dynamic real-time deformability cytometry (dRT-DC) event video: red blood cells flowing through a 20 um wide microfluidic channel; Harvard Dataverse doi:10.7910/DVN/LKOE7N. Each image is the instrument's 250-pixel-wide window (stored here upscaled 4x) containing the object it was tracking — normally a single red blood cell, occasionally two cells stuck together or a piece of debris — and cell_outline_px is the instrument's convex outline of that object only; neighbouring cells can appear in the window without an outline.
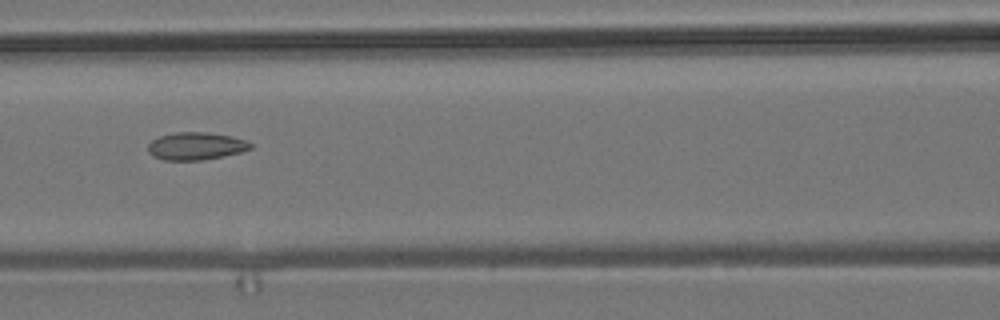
{"species": "common noctule bat (a hibernating species)", "species_latin": "Nyctalus noctula", "temperature_condition": "room temperature", "stored_images_in_passage": 9, "camera_frame_rate_fps": 3000, "um_per_image_px": 0.085, "animal": {"sex": "male", "body_mass_g": 19.2, "forearm_length_mm": 51.8}, "frame": {"image": 1, "passage_image": 7, "time_ms": 7.0, "image_size_px": [1000, 320], "cell_outline_px": [[252, 148], [240, 152], [200, 160], [164, 160], [152, 156], [148, 152], [148, 144], [152, 140], [160, 136], [176, 132], [208, 132], [232, 136], [248, 140], [252, 144]], "centroid_in_image_um": [16.65, 12.4], "position_along_channel_um": 150.0, "area_um2": 16.47}}
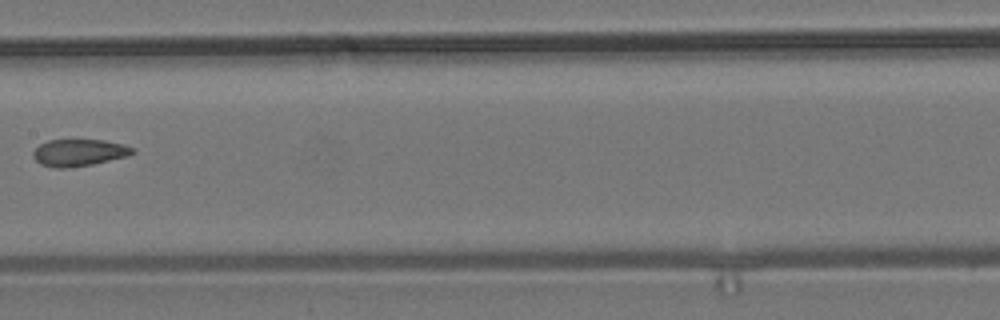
{"frame": {"image": 2, "passage_image": 8, "time_ms": 8.333, "image_size_px": [1000, 320], "cell_outline_px": [[136, 152], [128, 156], [92, 164], [64, 168], [56, 168], [40, 164], [32, 156], [32, 152], [40, 144], [48, 140], [104, 140], [124, 144], [136, 148]], "centroid_in_image_um": [6.74, 12.97], "position_along_channel_um": 200.7, "area_um2": 15.66}}
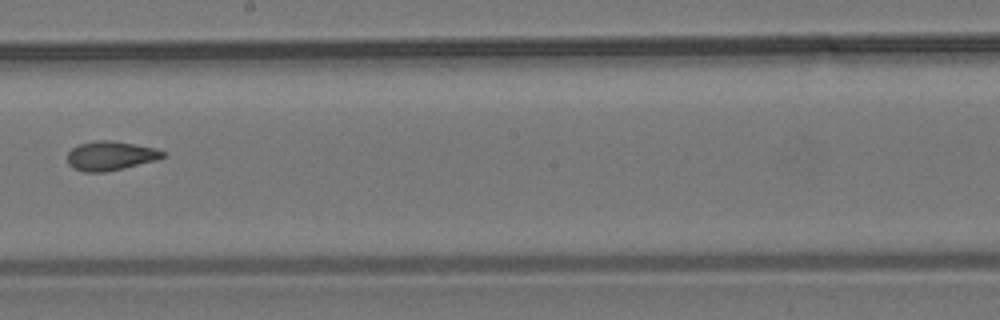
{"frame": {"image": 3, "passage_image": 9, "time_ms": 9.333, "image_size_px": [1000, 320], "cell_outline_px": [[164, 156], [156, 160], [124, 168], [104, 172], [84, 172], [72, 168], [68, 164], [68, 152], [72, 148], [80, 144], [96, 140], [112, 140], [156, 148], [164, 152]], "centroid_in_image_um": [9.37, 13.24], "position_along_channel_um": 238.8, "area_um2": 16.18}}